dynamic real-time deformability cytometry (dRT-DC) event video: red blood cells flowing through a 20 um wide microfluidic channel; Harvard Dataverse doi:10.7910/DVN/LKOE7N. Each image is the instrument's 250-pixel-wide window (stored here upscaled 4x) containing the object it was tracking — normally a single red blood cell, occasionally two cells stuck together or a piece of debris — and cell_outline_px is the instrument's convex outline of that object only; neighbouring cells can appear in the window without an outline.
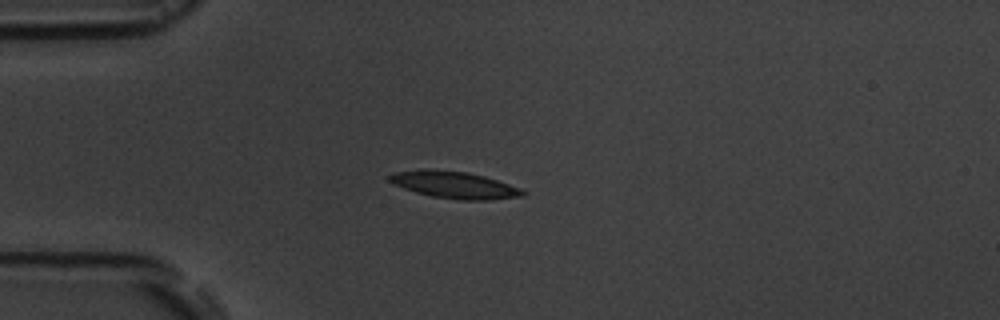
{"species": "common noctule bat (a hibernating species)", "species_latin": "Nyctalus noctula", "temperature_condition": "room temperature", "stored_images_in_passage": 3, "camera_frame_rate_fps": 3000, "um_per_image_px": 0.085, "animal": {"sex": "male", "body_mass_g": 19.5, "forearm_length_mm": 54.6}, "frame": {"image": 1, "passage_image": 1, "time_ms": 0.0, "image_size_px": [1000, 320], "cell_outline_px": [[528, 192], [524, 196], [492, 200], [460, 200], [432, 196], [416, 192], [392, 184], [388, 180], [388, 176], [392, 172], [424, 168], [468, 172], [484, 176], [520, 188]], "centroid_in_image_um": [38.6, 15.71], "position_along_channel_um": 46.4, "area_um2": 21.15}}
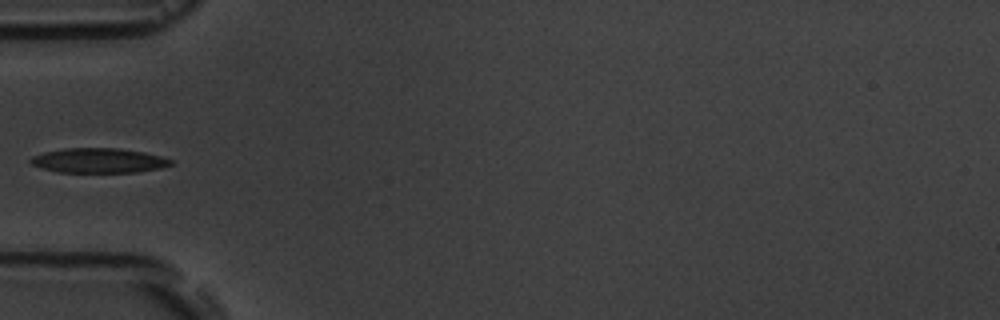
{"frame": {"image": 2, "passage_image": 2, "time_ms": 1.333, "image_size_px": [1000, 320], "cell_outline_px": [[172, 164], [160, 168], [136, 172], [56, 172], [40, 168], [32, 164], [28, 160], [32, 156], [44, 152], [64, 148], [120, 148], [144, 152], [160, 156], [172, 160]], "centroid_in_image_um": [8.34, 13.64], "position_along_channel_um": 76.7, "area_um2": 20.23}}
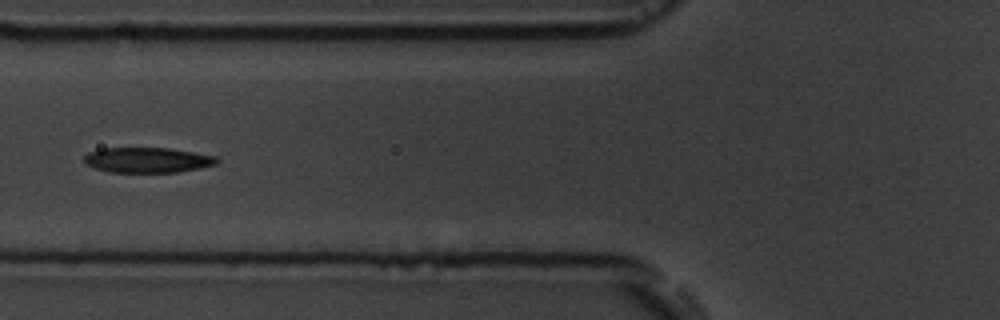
{"frame": {"image": 3, "passage_image": 3, "time_ms": 2.333, "image_size_px": [1000, 320], "cell_outline_px": [[220, 160], [216, 164], [200, 168], [176, 172], [108, 172], [96, 168], [88, 164], [84, 160], [84, 156], [88, 152], [104, 148], [168, 148], [216, 156]], "centroid_in_image_um": [12.55, 13.6], "position_along_channel_um": 113.2, "area_um2": 19.36}}